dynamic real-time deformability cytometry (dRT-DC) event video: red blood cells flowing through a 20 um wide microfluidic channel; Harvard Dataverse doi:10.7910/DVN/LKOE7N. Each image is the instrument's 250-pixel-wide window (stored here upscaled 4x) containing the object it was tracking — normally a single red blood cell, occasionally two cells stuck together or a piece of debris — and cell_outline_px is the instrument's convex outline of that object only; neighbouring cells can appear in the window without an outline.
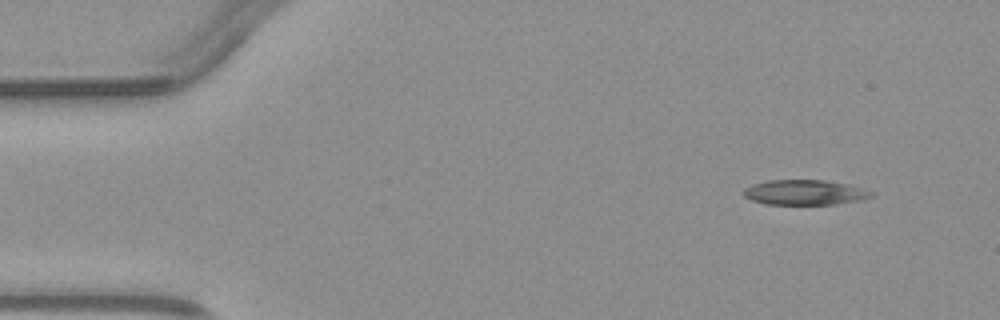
{"species": "common noctule bat (a hibernating species)", "species_latin": "Nyctalus noctula", "temperature_condition": "warm", "stored_images_in_passage": 3, "camera_frame_rate_fps": 3000, "um_per_image_px": 0.085, "animal": {"sex": "male", "body_mass_g": 23.1, "forearm_length_mm": 52.7}, "frame": {"image": 1, "passage_image": 1, "time_ms": 0.0, "image_size_px": [1000, 320], "cell_outline_px": [[876, 192], [872, 196], [864, 200], [836, 204], [764, 204], [752, 200], [744, 196], [740, 192], [744, 188], [752, 184], [768, 180], [824, 180], [848, 184], [864, 188]], "centroid_in_image_um": [68.42, 16.35], "position_along_channel_um": 16.6, "area_um2": 18.96}}
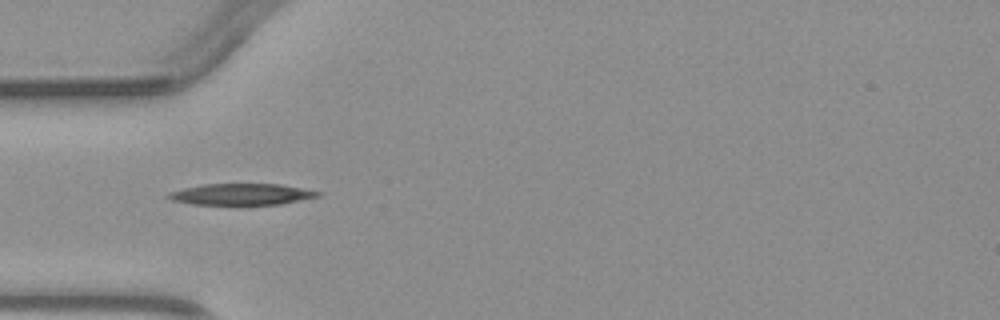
{"frame": {"image": 2, "passage_image": 3, "time_ms": 3.333, "image_size_px": [1000, 320], "cell_outline_px": [[324, 192], [320, 196], [280, 204], [244, 208], [196, 204], [172, 200], [164, 196], [168, 192], [184, 188], [204, 184], [280, 184]], "centroid_in_image_um": [20.53, 16.56], "position_along_channel_um": 64.5, "area_um2": 19.65}}